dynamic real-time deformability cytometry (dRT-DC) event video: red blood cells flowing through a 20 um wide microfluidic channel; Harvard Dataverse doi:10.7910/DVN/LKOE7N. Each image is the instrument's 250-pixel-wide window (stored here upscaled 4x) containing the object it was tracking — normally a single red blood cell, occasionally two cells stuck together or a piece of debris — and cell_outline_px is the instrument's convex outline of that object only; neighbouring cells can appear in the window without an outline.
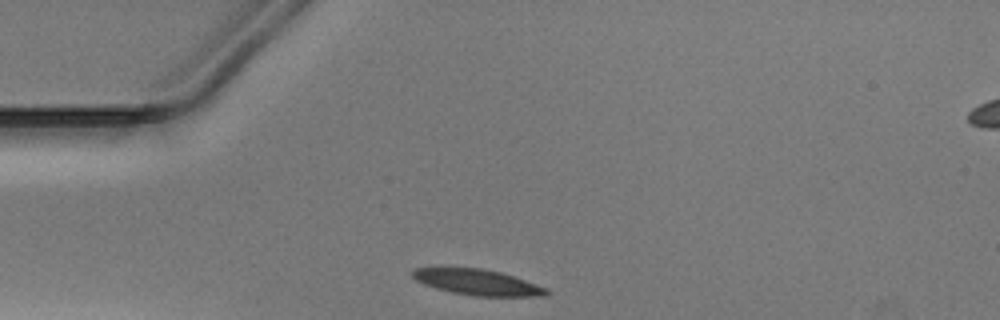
{"species": "Egyptian fruit bat (a non-hibernating species)", "species_latin": "Rousettus aegyptiacus", "temperature_condition": "warm", "stored_images_in_passage": 28, "camera_frame_rate_fps": 3000, "um_per_image_px": 0.085, "animal": {"sex": "male"}, "frame": {"image": 1, "passage_image": 1, "time_ms": 0.0, "image_size_px": [1000, 320], "cell_outline_px": [[552, 292], [548, 296], [476, 296], [452, 292], [436, 288], [424, 284], [416, 280], [412, 276], [412, 272], [416, 268], [480, 268], [500, 272], [548, 288]], "centroid_in_image_um": [40.64, 24.0], "position_along_channel_um": 44.4, "area_um2": 19.88}}
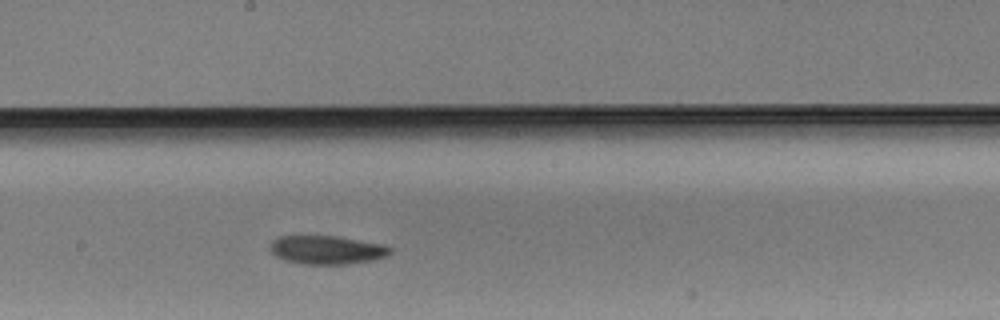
{"frame": {"image": 2, "passage_image": 16, "time_ms": 5.0, "image_size_px": [1000, 320], "cell_outline_px": [[392, 252], [388, 256], [372, 260], [348, 264], [300, 264], [284, 260], [276, 256], [268, 248], [272, 240], [280, 236], [336, 236], [384, 244], [392, 248]], "centroid_in_image_um": [27.78, 21.24], "position_along_channel_um": 220.4, "area_um2": 20.17}}
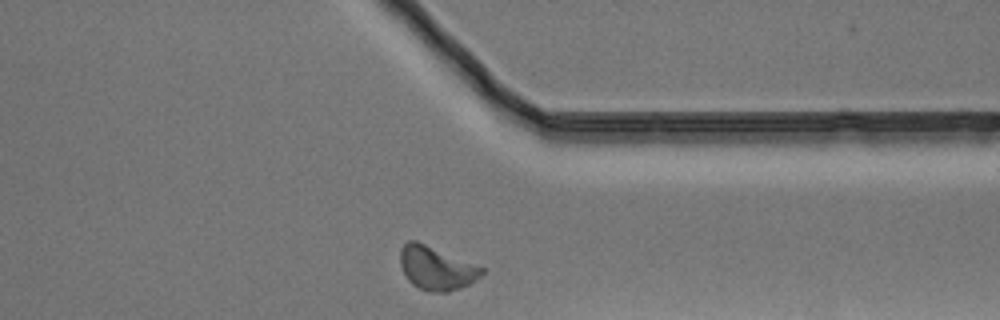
{"frame": {"image": 3, "passage_image": 28, "time_ms": 9.0, "image_size_px": [1000, 320], "cell_outline_px": [[484, 272], [476, 280], [460, 288], [448, 292], [428, 292], [412, 284], [408, 280], [400, 264], [400, 248], [408, 240], [416, 240], [484, 268]], "centroid_in_image_um": [37.07, 22.79], "position_along_channel_um": 374.3, "area_um2": 20.52}}